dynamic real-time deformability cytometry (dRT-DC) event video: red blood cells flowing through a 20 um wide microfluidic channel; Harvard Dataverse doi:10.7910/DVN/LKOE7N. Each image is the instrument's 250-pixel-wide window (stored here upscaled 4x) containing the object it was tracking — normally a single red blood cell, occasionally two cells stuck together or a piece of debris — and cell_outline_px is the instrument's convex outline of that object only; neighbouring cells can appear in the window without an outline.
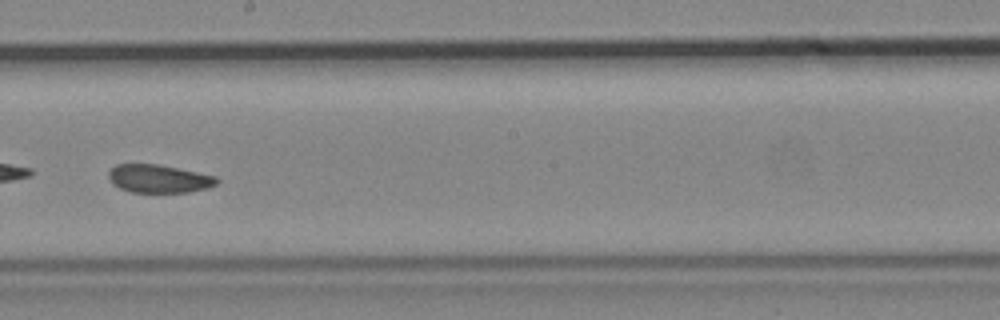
{"species": "common noctule bat (a hibernating species)", "species_latin": "Nyctalus noctula", "temperature_condition": "cold", "stored_images_in_passage": 10, "camera_frame_rate_fps": 3000, "um_per_image_px": 0.085, "animal": {"sex": "male", "body_mass_g": 19.2, "forearm_length_mm": 51.8}, "frame": {"image": 1, "passage_image": 10, "time_ms": 3.0, "image_size_px": [1000, 320], "cell_outline_px": [[220, 180], [216, 184], [208, 188], [188, 192], [132, 192], [120, 188], [112, 184], [108, 176], [108, 172], [116, 164], [156, 164], [216, 176]], "centroid_in_image_um": [13.49, 15.19], "position_along_channel_um": 234.7, "area_um2": 17.63}}